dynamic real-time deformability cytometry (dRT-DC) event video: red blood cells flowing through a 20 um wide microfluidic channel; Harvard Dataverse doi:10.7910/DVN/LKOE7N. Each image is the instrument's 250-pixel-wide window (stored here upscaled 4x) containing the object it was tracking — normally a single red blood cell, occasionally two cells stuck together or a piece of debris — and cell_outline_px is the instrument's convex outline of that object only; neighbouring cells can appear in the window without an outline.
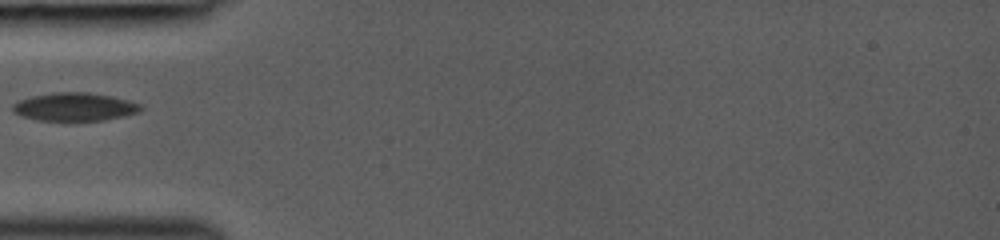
{"species": "common noctule bat (a hibernating species)", "species_latin": "Nyctalus noctula", "temperature_condition": "room temperature", "stored_images_in_passage": 29, "camera_frame_rate_fps": 3000, "um_per_image_px": 0.085, "animal": {"sex": "female", "body_mass_g": 19.0, "forearm_length_mm": 53.3}, "frame": {"image": 1, "passage_image": 1, "time_ms": 0.0, "image_size_px": [1000, 240], "cell_outline_px": [[144, 108], [140, 112], [124, 116], [104, 120], [68, 124], [36, 120], [20, 116], [12, 112], [12, 104], [28, 96], [52, 92], [88, 92], [112, 96], [128, 100], [140, 104]], "centroid_in_image_um": [6.3, 9.13], "position_along_channel_um": 78.7, "area_um2": 22.25}}
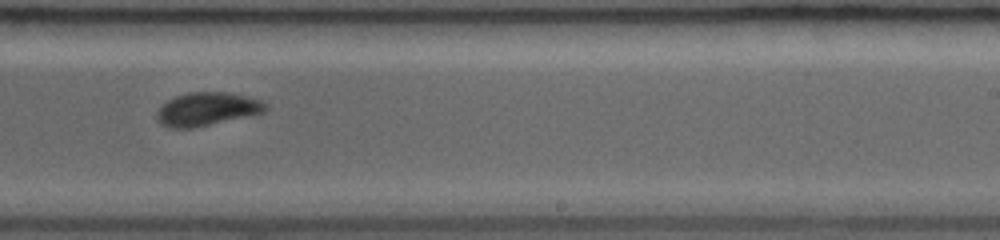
{"frame": {"image": 2, "passage_image": 14, "time_ms": 4.333, "image_size_px": [1000, 240], "cell_outline_px": [[268, 108], [264, 112], [252, 116], [196, 128], [172, 128], [160, 124], [156, 120], [156, 112], [168, 100], [176, 96], [188, 92], [228, 92], [248, 96], [260, 100], [268, 104]], "centroid_in_image_um": [17.63, 9.28], "position_along_channel_um": 271.4, "area_um2": 21.5}}
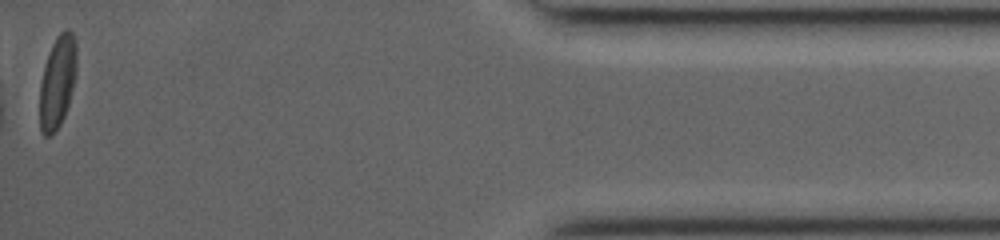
{"frame": {"image": 3, "passage_image": 29, "time_ms": 9.333, "image_size_px": [1000, 240], "cell_outline_px": [[76, 72], [68, 104], [64, 116], [60, 124], [52, 136], [44, 136], [40, 132], [40, 84], [44, 64], [48, 52], [56, 36], [64, 28], [68, 28], [72, 32], [76, 40]], "centroid_in_image_um": [4.87, 6.93], "position_along_channel_um": 430.3, "area_um2": 20.06}}